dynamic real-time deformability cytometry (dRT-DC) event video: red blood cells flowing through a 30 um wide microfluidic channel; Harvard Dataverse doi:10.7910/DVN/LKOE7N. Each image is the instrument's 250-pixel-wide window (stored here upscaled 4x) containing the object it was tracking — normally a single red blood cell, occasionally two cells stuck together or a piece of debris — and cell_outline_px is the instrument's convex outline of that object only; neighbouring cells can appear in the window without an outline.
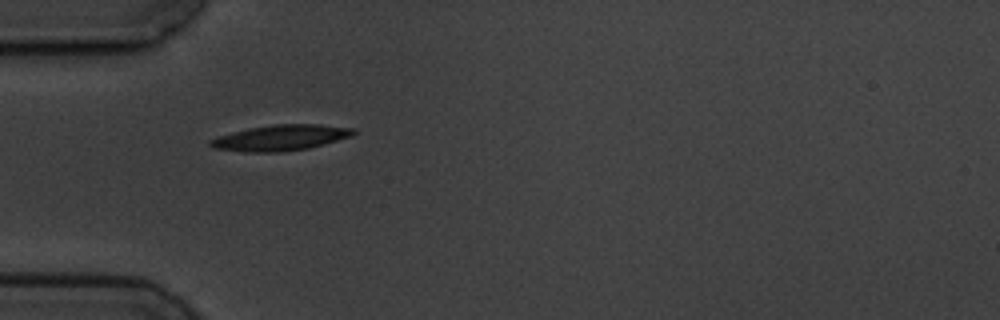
{"species": "common noctule bat (a hibernating species)", "species_latin": "Nyctalus noctula", "temperature_condition": "cold", "stored_images_in_passage": 3, "camera_frame_rate_fps": 3000, "um_per_image_px": 0.085, "animal": {"sex": "male", "body_mass_g": 19.5, "forearm_length_mm": 54.6}, "frame": {"image": 1, "passage_image": 1, "time_ms": 0.0, "image_size_px": [1000, 320], "cell_outline_px": [[356, 132], [352, 136], [308, 148], [280, 152], [244, 152], [212, 148], [208, 144], [208, 140], [216, 136], [248, 128], [272, 124], [320, 124], [356, 128]], "centroid_in_image_um": [23.81, 11.7], "position_along_channel_um": 61.2, "area_um2": 21.68}}
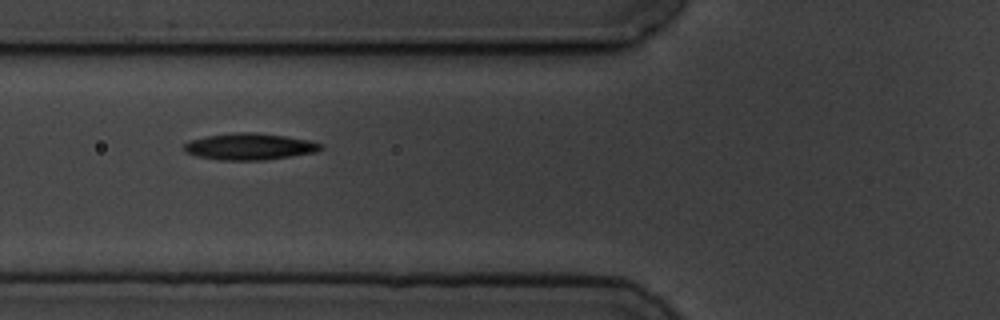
{"frame": {"image": 2, "passage_image": 2, "time_ms": 1.333, "image_size_px": [1000, 320], "cell_outline_px": [[324, 148], [316, 152], [264, 160], [216, 160], [196, 156], [184, 152], [184, 144], [192, 140], [208, 136], [232, 132], [256, 132], [312, 140], [324, 144]], "centroid_in_image_um": [21.24, 12.46], "position_along_channel_um": 104.6, "area_um2": 21.33}}
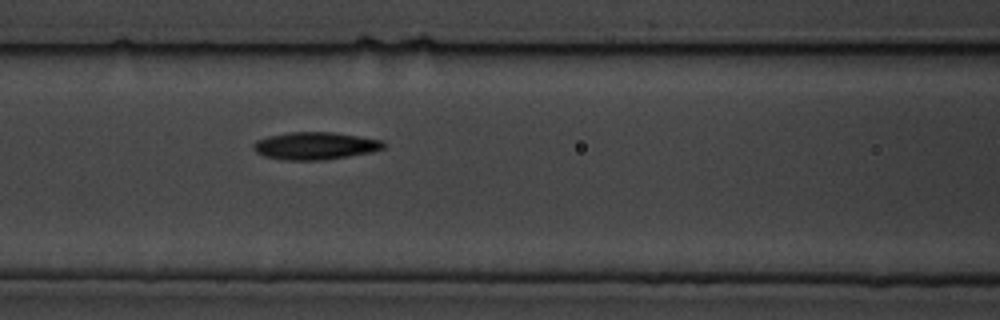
{"frame": {"image": 3, "passage_image": 3, "time_ms": 2.333, "image_size_px": [1000, 320], "cell_outline_px": [[388, 144], [384, 148], [372, 152], [324, 160], [284, 160], [264, 156], [256, 152], [252, 148], [252, 144], [256, 140], [268, 136], [292, 132], [332, 132], [384, 140]], "centroid_in_image_um": [26.81, 12.39], "position_along_channel_um": 139.8, "area_um2": 20.98}}